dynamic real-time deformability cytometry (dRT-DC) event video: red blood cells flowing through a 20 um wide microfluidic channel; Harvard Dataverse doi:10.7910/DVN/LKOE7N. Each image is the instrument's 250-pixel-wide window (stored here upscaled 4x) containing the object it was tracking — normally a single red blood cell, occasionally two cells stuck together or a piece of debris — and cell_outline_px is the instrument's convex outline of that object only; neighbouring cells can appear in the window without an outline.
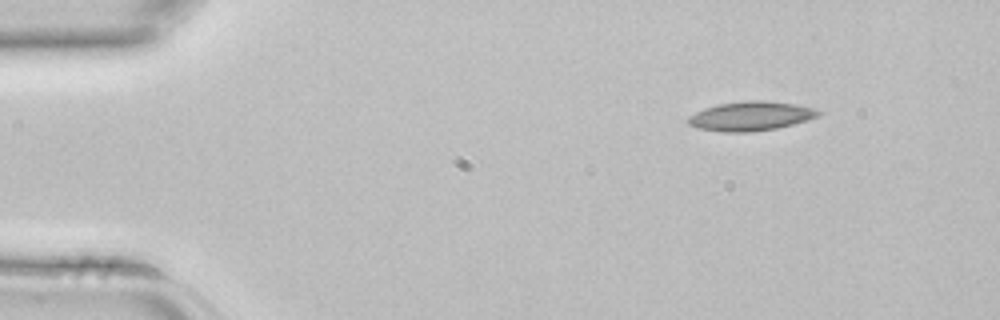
{"species": "common noctule bat (a hibernating species)", "species_latin": "Nyctalus noctula", "temperature_condition": "room temperature", "stored_images_in_passage": 3, "camera_frame_rate_fps": 3000, "um_per_image_px": 0.085, "animal": {"sex": "female", "body_mass_g": 22.7, "forearm_length_mm": 54.2}, "frame": {"image": 1, "passage_image": 1, "time_ms": 0.0, "image_size_px": [1000, 320], "cell_outline_px": [[824, 112], [820, 116], [808, 120], [776, 128], [752, 132], [724, 132], [700, 128], [688, 124], [688, 116], [704, 108], [720, 104], [752, 100], [764, 100], [792, 104], [812, 108]], "centroid_in_image_um": [63.83, 9.87], "position_along_channel_um": 21.2, "area_um2": 21.96}}
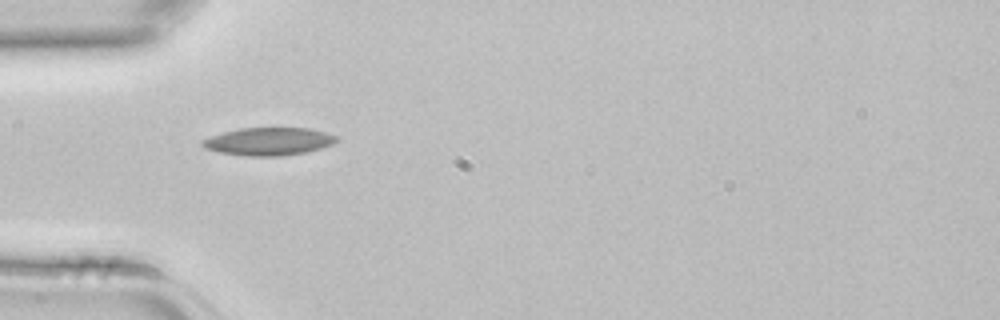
{"frame": {"image": 2, "passage_image": 3, "time_ms": 0.667, "image_size_px": [1000, 320], "cell_outline_px": [[340, 140], [332, 144], [320, 148], [304, 152], [284, 156], [244, 156], [220, 152], [204, 148], [200, 144], [200, 140], [224, 132], [240, 128], [308, 128], [340, 136]], "centroid_in_image_um": [22.84, 12.02], "position_along_channel_um": 62.2, "area_um2": 21.79}}